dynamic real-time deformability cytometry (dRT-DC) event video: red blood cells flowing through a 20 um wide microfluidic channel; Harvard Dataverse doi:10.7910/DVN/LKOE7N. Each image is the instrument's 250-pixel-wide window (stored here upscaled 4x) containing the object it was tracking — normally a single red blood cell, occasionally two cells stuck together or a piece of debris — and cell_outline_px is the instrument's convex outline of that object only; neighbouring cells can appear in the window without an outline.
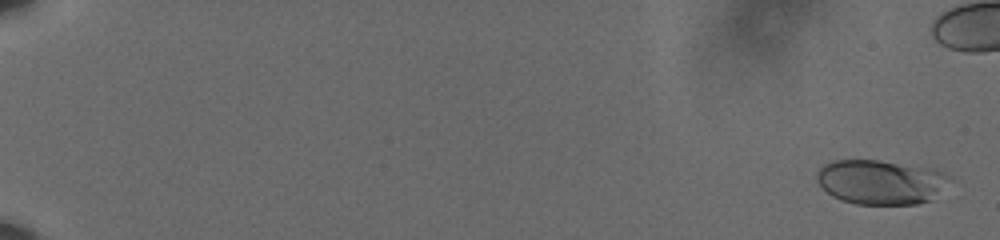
{"species": "human", "species_latin": "Homo sapiens", "temperature_condition": "cold", "stored_images_in_passage": 56, "camera_frame_rate_fps": 3000, "um_per_image_px": 0.085, "donor": {"sex": "male"}, "frame": {"image": 1, "passage_image": 2, "time_ms": 0.333, "image_size_px": [1000, 240], "cell_outline_px": [[956, 180], [932, 200], [916, 204], [856, 204], [840, 200], [832, 196], [816, 180], [816, 172], [824, 164], [832, 160], [880, 160], [936, 168], [952, 176]], "centroid_in_image_um": [74.97, 15.46], "position_along_channel_um": 10.0, "area_um2": 35.32}}
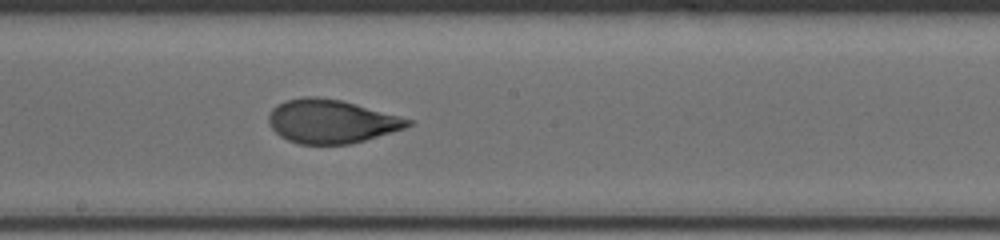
{"frame": {"image": 2, "passage_image": 37, "time_ms": 12.0, "image_size_px": [1000, 240], "cell_outline_px": [[416, 124], [404, 128], [352, 144], [300, 144], [288, 140], [280, 136], [272, 128], [268, 120], [268, 116], [272, 108], [276, 104], [288, 100], [304, 96], [316, 96], [340, 100], [356, 104], [400, 116], [412, 120]], "centroid_in_image_um": [28.15, 10.31], "position_along_channel_um": 220.0, "area_um2": 35.32}}
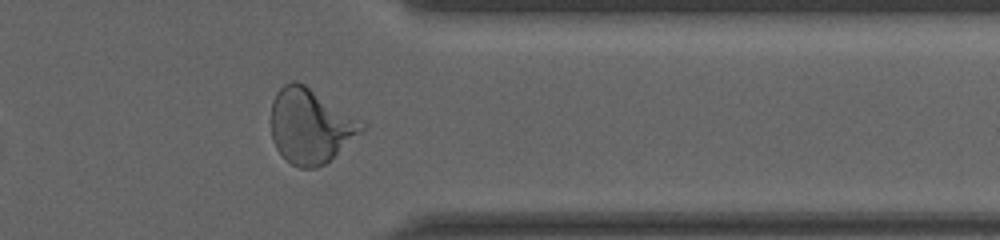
{"frame": {"image": 3, "passage_image": 51, "time_ms": 16.667, "image_size_px": [1000, 240], "cell_outline_px": [[368, 124], [364, 132], [324, 164], [316, 168], [300, 168], [292, 164], [276, 148], [272, 140], [272, 100], [276, 92], [284, 84], [292, 80], [296, 80], [304, 84]], "centroid_in_image_um": [26.41, 10.7], "position_along_channel_um": 385.0, "area_um2": 39.54}}